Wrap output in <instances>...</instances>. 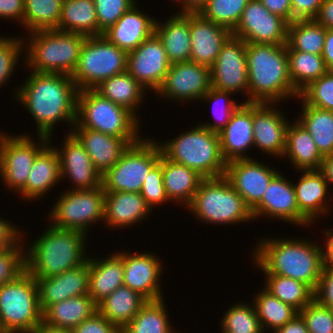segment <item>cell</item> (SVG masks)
<instances>
[{
  "mask_svg": "<svg viewBox=\"0 0 333 333\" xmlns=\"http://www.w3.org/2000/svg\"><path fill=\"white\" fill-rule=\"evenodd\" d=\"M183 8L180 12H199L208 0H179Z\"/></svg>",
  "mask_w": 333,
  "mask_h": 333,
  "instance_id": "obj_66",
  "label": "cell"
},
{
  "mask_svg": "<svg viewBox=\"0 0 333 333\" xmlns=\"http://www.w3.org/2000/svg\"><path fill=\"white\" fill-rule=\"evenodd\" d=\"M72 333H121V330L98 311L78 324Z\"/></svg>",
  "mask_w": 333,
  "mask_h": 333,
  "instance_id": "obj_55",
  "label": "cell"
},
{
  "mask_svg": "<svg viewBox=\"0 0 333 333\" xmlns=\"http://www.w3.org/2000/svg\"><path fill=\"white\" fill-rule=\"evenodd\" d=\"M306 105L333 111V71L311 82L299 93Z\"/></svg>",
  "mask_w": 333,
  "mask_h": 333,
  "instance_id": "obj_48",
  "label": "cell"
},
{
  "mask_svg": "<svg viewBox=\"0 0 333 333\" xmlns=\"http://www.w3.org/2000/svg\"><path fill=\"white\" fill-rule=\"evenodd\" d=\"M278 173L255 159H243L228 162L224 176L252 210Z\"/></svg>",
  "mask_w": 333,
  "mask_h": 333,
  "instance_id": "obj_18",
  "label": "cell"
},
{
  "mask_svg": "<svg viewBox=\"0 0 333 333\" xmlns=\"http://www.w3.org/2000/svg\"><path fill=\"white\" fill-rule=\"evenodd\" d=\"M0 333H10L5 327L2 318L0 317Z\"/></svg>",
  "mask_w": 333,
  "mask_h": 333,
  "instance_id": "obj_68",
  "label": "cell"
},
{
  "mask_svg": "<svg viewBox=\"0 0 333 333\" xmlns=\"http://www.w3.org/2000/svg\"><path fill=\"white\" fill-rule=\"evenodd\" d=\"M127 108L102 97L94 89H83L77 96L74 128H88L121 139H141L139 120ZM138 128V129H137Z\"/></svg>",
  "mask_w": 333,
  "mask_h": 333,
  "instance_id": "obj_7",
  "label": "cell"
},
{
  "mask_svg": "<svg viewBox=\"0 0 333 333\" xmlns=\"http://www.w3.org/2000/svg\"><path fill=\"white\" fill-rule=\"evenodd\" d=\"M98 312V304L88 295L66 299L47 307L42 322L52 327L73 330L78 324Z\"/></svg>",
  "mask_w": 333,
  "mask_h": 333,
  "instance_id": "obj_33",
  "label": "cell"
},
{
  "mask_svg": "<svg viewBox=\"0 0 333 333\" xmlns=\"http://www.w3.org/2000/svg\"><path fill=\"white\" fill-rule=\"evenodd\" d=\"M329 185L319 170L302 171L298 184H293L299 212L310 223L329 209L325 202Z\"/></svg>",
  "mask_w": 333,
  "mask_h": 333,
  "instance_id": "obj_31",
  "label": "cell"
},
{
  "mask_svg": "<svg viewBox=\"0 0 333 333\" xmlns=\"http://www.w3.org/2000/svg\"><path fill=\"white\" fill-rule=\"evenodd\" d=\"M273 105L274 103H252L254 146L265 153L281 157L285 152L289 121Z\"/></svg>",
  "mask_w": 333,
  "mask_h": 333,
  "instance_id": "obj_20",
  "label": "cell"
},
{
  "mask_svg": "<svg viewBox=\"0 0 333 333\" xmlns=\"http://www.w3.org/2000/svg\"><path fill=\"white\" fill-rule=\"evenodd\" d=\"M140 194L151 209H153V206L157 204L161 205L163 202L167 203L169 200L163 181L162 155L160 162L151 170L145 179Z\"/></svg>",
  "mask_w": 333,
  "mask_h": 333,
  "instance_id": "obj_54",
  "label": "cell"
},
{
  "mask_svg": "<svg viewBox=\"0 0 333 333\" xmlns=\"http://www.w3.org/2000/svg\"><path fill=\"white\" fill-rule=\"evenodd\" d=\"M85 37L99 36V24L94 0H63L58 27Z\"/></svg>",
  "mask_w": 333,
  "mask_h": 333,
  "instance_id": "obj_36",
  "label": "cell"
},
{
  "mask_svg": "<svg viewBox=\"0 0 333 333\" xmlns=\"http://www.w3.org/2000/svg\"><path fill=\"white\" fill-rule=\"evenodd\" d=\"M326 29L314 19L295 20L288 24L286 50L322 55Z\"/></svg>",
  "mask_w": 333,
  "mask_h": 333,
  "instance_id": "obj_40",
  "label": "cell"
},
{
  "mask_svg": "<svg viewBox=\"0 0 333 333\" xmlns=\"http://www.w3.org/2000/svg\"><path fill=\"white\" fill-rule=\"evenodd\" d=\"M162 172L169 201L183 202L186 207L192 202L204 179L197 171L167 159L162 154Z\"/></svg>",
  "mask_w": 333,
  "mask_h": 333,
  "instance_id": "obj_35",
  "label": "cell"
},
{
  "mask_svg": "<svg viewBox=\"0 0 333 333\" xmlns=\"http://www.w3.org/2000/svg\"><path fill=\"white\" fill-rule=\"evenodd\" d=\"M212 87L237 93L246 91L248 96V73L246 59V42L230 35L222 44L220 52L211 68Z\"/></svg>",
  "mask_w": 333,
  "mask_h": 333,
  "instance_id": "obj_15",
  "label": "cell"
},
{
  "mask_svg": "<svg viewBox=\"0 0 333 333\" xmlns=\"http://www.w3.org/2000/svg\"><path fill=\"white\" fill-rule=\"evenodd\" d=\"M146 301L138 292L122 285L98 304V311L121 330Z\"/></svg>",
  "mask_w": 333,
  "mask_h": 333,
  "instance_id": "obj_37",
  "label": "cell"
},
{
  "mask_svg": "<svg viewBox=\"0 0 333 333\" xmlns=\"http://www.w3.org/2000/svg\"><path fill=\"white\" fill-rule=\"evenodd\" d=\"M24 28L30 32L56 29L63 0H24Z\"/></svg>",
  "mask_w": 333,
  "mask_h": 333,
  "instance_id": "obj_45",
  "label": "cell"
},
{
  "mask_svg": "<svg viewBox=\"0 0 333 333\" xmlns=\"http://www.w3.org/2000/svg\"><path fill=\"white\" fill-rule=\"evenodd\" d=\"M332 230H327L325 234L329 236L326 242V246L323 252L324 266L333 268V233Z\"/></svg>",
  "mask_w": 333,
  "mask_h": 333,
  "instance_id": "obj_65",
  "label": "cell"
},
{
  "mask_svg": "<svg viewBox=\"0 0 333 333\" xmlns=\"http://www.w3.org/2000/svg\"><path fill=\"white\" fill-rule=\"evenodd\" d=\"M130 254L123 252V283L138 292L146 300L163 298L159 280L162 273L160 258L152 253Z\"/></svg>",
  "mask_w": 333,
  "mask_h": 333,
  "instance_id": "obj_22",
  "label": "cell"
},
{
  "mask_svg": "<svg viewBox=\"0 0 333 333\" xmlns=\"http://www.w3.org/2000/svg\"><path fill=\"white\" fill-rule=\"evenodd\" d=\"M254 299V306L263 331L271 329L276 332L280 327L292 320L299 312L265 288Z\"/></svg>",
  "mask_w": 333,
  "mask_h": 333,
  "instance_id": "obj_43",
  "label": "cell"
},
{
  "mask_svg": "<svg viewBox=\"0 0 333 333\" xmlns=\"http://www.w3.org/2000/svg\"><path fill=\"white\" fill-rule=\"evenodd\" d=\"M187 208L206 224H235L253 220L251 209L225 176L204 178Z\"/></svg>",
  "mask_w": 333,
  "mask_h": 333,
  "instance_id": "obj_8",
  "label": "cell"
},
{
  "mask_svg": "<svg viewBox=\"0 0 333 333\" xmlns=\"http://www.w3.org/2000/svg\"><path fill=\"white\" fill-rule=\"evenodd\" d=\"M40 309L89 292V257L82 264L59 275L35 279Z\"/></svg>",
  "mask_w": 333,
  "mask_h": 333,
  "instance_id": "obj_21",
  "label": "cell"
},
{
  "mask_svg": "<svg viewBox=\"0 0 333 333\" xmlns=\"http://www.w3.org/2000/svg\"><path fill=\"white\" fill-rule=\"evenodd\" d=\"M288 22L269 12L259 0H249L232 35L246 43L287 44Z\"/></svg>",
  "mask_w": 333,
  "mask_h": 333,
  "instance_id": "obj_14",
  "label": "cell"
},
{
  "mask_svg": "<svg viewBox=\"0 0 333 333\" xmlns=\"http://www.w3.org/2000/svg\"><path fill=\"white\" fill-rule=\"evenodd\" d=\"M223 333H263L254 304L238 303L221 318Z\"/></svg>",
  "mask_w": 333,
  "mask_h": 333,
  "instance_id": "obj_47",
  "label": "cell"
},
{
  "mask_svg": "<svg viewBox=\"0 0 333 333\" xmlns=\"http://www.w3.org/2000/svg\"><path fill=\"white\" fill-rule=\"evenodd\" d=\"M61 179L60 159L56 147L49 143L37 154L25 185V198L34 200L44 196Z\"/></svg>",
  "mask_w": 333,
  "mask_h": 333,
  "instance_id": "obj_32",
  "label": "cell"
},
{
  "mask_svg": "<svg viewBox=\"0 0 333 333\" xmlns=\"http://www.w3.org/2000/svg\"><path fill=\"white\" fill-rule=\"evenodd\" d=\"M17 89L16 98L33 116L38 136L52 138L54 124H75L78 88L71 75L33 72Z\"/></svg>",
  "mask_w": 333,
  "mask_h": 333,
  "instance_id": "obj_1",
  "label": "cell"
},
{
  "mask_svg": "<svg viewBox=\"0 0 333 333\" xmlns=\"http://www.w3.org/2000/svg\"><path fill=\"white\" fill-rule=\"evenodd\" d=\"M154 34L164 45L171 64L190 61V12H179L170 16L166 23L156 20Z\"/></svg>",
  "mask_w": 333,
  "mask_h": 333,
  "instance_id": "obj_29",
  "label": "cell"
},
{
  "mask_svg": "<svg viewBox=\"0 0 333 333\" xmlns=\"http://www.w3.org/2000/svg\"><path fill=\"white\" fill-rule=\"evenodd\" d=\"M150 140L140 139L129 145L120 159L102 175L105 192L140 193L145 179L162 155L160 145Z\"/></svg>",
  "mask_w": 333,
  "mask_h": 333,
  "instance_id": "obj_11",
  "label": "cell"
},
{
  "mask_svg": "<svg viewBox=\"0 0 333 333\" xmlns=\"http://www.w3.org/2000/svg\"><path fill=\"white\" fill-rule=\"evenodd\" d=\"M123 253L115 252L106 259L89 258L88 295L99 304L118 287L124 285Z\"/></svg>",
  "mask_w": 333,
  "mask_h": 333,
  "instance_id": "obj_30",
  "label": "cell"
},
{
  "mask_svg": "<svg viewBox=\"0 0 333 333\" xmlns=\"http://www.w3.org/2000/svg\"><path fill=\"white\" fill-rule=\"evenodd\" d=\"M265 276V289L298 312L314 299V291L301 281L270 273Z\"/></svg>",
  "mask_w": 333,
  "mask_h": 333,
  "instance_id": "obj_42",
  "label": "cell"
},
{
  "mask_svg": "<svg viewBox=\"0 0 333 333\" xmlns=\"http://www.w3.org/2000/svg\"><path fill=\"white\" fill-rule=\"evenodd\" d=\"M26 39L4 38L0 36V86H4L6 81L13 74L14 67L17 66L19 56L22 54V50ZM4 82V83H3Z\"/></svg>",
  "mask_w": 333,
  "mask_h": 333,
  "instance_id": "obj_52",
  "label": "cell"
},
{
  "mask_svg": "<svg viewBox=\"0 0 333 333\" xmlns=\"http://www.w3.org/2000/svg\"><path fill=\"white\" fill-rule=\"evenodd\" d=\"M299 314L309 333H333V309L324 307L313 299Z\"/></svg>",
  "mask_w": 333,
  "mask_h": 333,
  "instance_id": "obj_49",
  "label": "cell"
},
{
  "mask_svg": "<svg viewBox=\"0 0 333 333\" xmlns=\"http://www.w3.org/2000/svg\"><path fill=\"white\" fill-rule=\"evenodd\" d=\"M15 226L7 220L0 219V251L15 246L21 240L22 234Z\"/></svg>",
  "mask_w": 333,
  "mask_h": 333,
  "instance_id": "obj_58",
  "label": "cell"
},
{
  "mask_svg": "<svg viewBox=\"0 0 333 333\" xmlns=\"http://www.w3.org/2000/svg\"><path fill=\"white\" fill-rule=\"evenodd\" d=\"M287 56L289 76L298 94L328 71L322 55L287 50Z\"/></svg>",
  "mask_w": 333,
  "mask_h": 333,
  "instance_id": "obj_41",
  "label": "cell"
},
{
  "mask_svg": "<svg viewBox=\"0 0 333 333\" xmlns=\"http://www.w3.org/2000/svg\"><path fill=\"white\" fill-rule=\"evenodd\" d=\"M71 133L83 145L95 169L101 176L120 159V156L129 145L135 144L140 140L121 139L88 128H71Z\"/></svg>",
  "mask_w": 333,
  "mask_h": 333,
  "instance_id": "obj_26",
  "label": "cell"
},
{
  "mask_svg": "<svg viewBox=\"0 0 333 333\" xmlns=\"http://www.w3.org/2000/svg\"><path fill=\"white\" fill-rule=\"evenodd\" d=\"M28 333H72V331L63 328L52 327L42 322Z\"/></svg>",
  "mask_w": 333,
  "mask_h": 333,
  "instance_id": "obj_67",
  "label": "cell"
},
{
  "mask_svg": "<svg viewBox=\"0 0 333 333\" xmlns=\"http://www.w3.org/2000/svg\"><path fill=\"white\" fill-rule=\"evenodd\" d=\"M85 238L80 231L49 225L25 251L26 271L35 279H44L82 265L88 259Z\"/></svg>",
  "mask_w": 333,
  "mask_h": 333,
  "instance_id": "obj_4",
  "label": "cell"
},
{
  "mask_svg": "<svg viewBox=\"0 0 333 333\" xmlns=\"http://www.w3.org/2000/svg\"><path fill=\"white\" fill-rule=\"evenodd\" d=\"M170 65L164 45L155 34L127 54V72L155 93L163 84Z\"/></svg>",
  "mask_w": 333,
  "mask_h": 333,
  "instance_id": "obj_16",
  "label": "cell"
},
{
  "mask_svg": "<svg viewBox=\"0 0 333 333\" xmlns=\"http://www.w3.org/2000/svg\"><path fill=\"white\" fill-rule=\"evenodd\" d=\"M298 121L306 128L324 157L333 153V111L306 105L303 102Z\"/></svg>",
  "mask_w": 333,
  "mask_h": 333,
  "instance_id": "obj_39",
  "label": "cell"
},
{
  "mask_svg": "<svg viewBox=\"0 0 333 333\" xmlns=\"http://www.w3.org/2000/svg\"><path fill=\"white\" fill-rule=\"evenodd\" d=\"M258 243L252 257L261 271L301 281L315 291L324 267L322 247L295 238H264Z\"/></svg>",
  "mask_w": 333,
  "mask_h": 333,
  "instance_id": "obj_2",
  "label": "cell"
},
{
  "mask_svg": "<svg viewBox=\"0 0 333 333\" xmlns=\"http://www.w3.org/2000/svg\"><path fill=\"white\" fill-rule=\"evenodd\" d=\"M232 33L225 27L205 19L198 12H190V61L211 69L222 44Z\"/></svg>",
  "mask_w": 333,
  "mask_h": 333,
  "instance_id": "obj_24",
  "label": "cell"
},
{
  "mask_svg": "<svg viewBox=\"0 0 333 333\" xmlns=\"http://www.w3.org/2000/svg\"><path fill=\"white\" fill-rule=\"evenodd\" d=\"M171 329H173L172 327H170L165 333H175V331L174 330H171ZM174 331V332H173Z\"/></svg>",
  "mask_w": 333,
  "mask_h": 333,
  "instance_id": "obj_69",
  "label": "cell"
},
{
  "mask_svg": "<svg viewBox=\"0 0 333 333\" xmlns=\"http://www.w3.org/2000/svg\"><path fill=\"white\" fill-rule=\"evenodd\" d=\"M249 0H208L200 9L205 19L227 28L231 33L237 27Z\"/></svg>",
  "mask_w": 333,
  "mask_h": 333,
  "instance_id": "obj_46",
  "label": "cell"
},
{
  "mask_svg": "<svg viewBox=\"0 0 333 333\" xmlns=\"http://www.w3.org/2000/svg\"><path fill=\"white\" fill-rule=\"evenodd\" d=\"M286 155L298 171L319 170L323 160L312 136L298 120L287 127L283 157Z\"/></svg>",
  "mask_w": 333,
  "mask_h": 333,
  "instance_id": "obj_34",
  "label": "cell"
},
{
  "mask_svg": "<svg viewBox=\"0 0 333 333\" xmlns=\"http://www.w3.org/2000/svg\"><path fill=\"white\" fill-rule=\"evenodd\" d=\"M55 203L49 219L56 228L76 230L87 235L90 225L104 220L105 191L102 185L84 190L72 188L62 193Z\"/></svg>",
  "mask_w": 333,
  "mask_h": 333,
  "instance_id": "obj_12",
  "label": "cell"
},
{
  "mask_svg": "<svg viewBox=\"0 0 333 333\" xmlns=\"http://www.w3.org/2000/svg\"><path fill=\"white\" fill-rule=\"evenodd\" d=\"M211 87V69L189 61L171 64L156 93L166 99L187 102L201 100Z\"/></svg>",
  "mask_w": 333,
  "mask_h": 333,
  "instance_id": "obj_17",
  "label": "cell"
},
{
  "mask_svg": "<svg viewBox=\"0 0 333 333\" xmlns=\"http://www.w3.org/2000/svg\"><path fill=\"white\" fill-rule=\"evenodd\" d=\"M323 60L328 71H333V29H326Z\"/></svg>",
  "mask_w": 333,
  "mask_h": 333,
  "instance_id": "obj_63",
  "label": "cell"
},
{
  "mask_svg": "<svg viewBox=\"0 0 333 333\" xmlns=\"http://www.w3.org/2000/svg\"><path fill=\"white\" fill-rule=\"evenodd\" d=\"M94 2L99 24V36L103 35L136 3L135 0H94Z\"/></svg>",
  "mask_w": 333,
  "mask_h": 333,
  "instance_id": "obj_50",
  "label": "cell"
},
{
  "mask_svg": "<svg viewBox=\"0 0 333 333\" xmlns=\"http://www.w3.org/2000/svg\"><path fill=\"white\" fill-rule=\"evenodd\" d=\"M248 95L245 103H279L299 97L289 76L285 45L246 43Z\"/></svg>",
  "mask_w": 333,
  "mask_h": 333,
  "instance_id": "obj_3",
  "label": "cell"
},
{
  "mask_svg": "<svg viewBox=\"0 0 333 333\" xmlns=\"http://www.w3.org/2000/svg\"><path fill=\"white\" fill-rule=\"evenodd\" d=\"M24 0H0V18L15 19L23 23Z\"/></svg>",
  "mask_w": 333,
  "mask_h": 333,
  "instance_id": "obj_59",
  "label": "cell"
},
{
  "mask_svg": "<svg viewBox=\"0 0 333 333\" xmlns=\"http://www.w3.org/2000/svg\"><path fill=\"white\" fill-rule=\"evenodd\" d=\"M314 20L325 29H333V0H323Z\"/></svg>",
  "mask_w": 333,
  "mask_h": 333,
  "instance_id": "obj_61",
  "label": "cell"
},
{
  "mask_svg": "<svg viewBox=\"0 0 333 333\" xmlns=\"http://www.w3.org/2000/svg\"><path fill=\"white\" fill-rule=\"evenodd\" d=\"M271 13L276 14L288 23L293 22L291 0H259Z\"/></svg>",
  "mask_w": 333,
  "mask_h": 333,
  "instance_id": "obj_60",
  "label": "cell"
},
{
  "mask_svg": "<svg viewBox=\"0 0 333 333\" xmlns=\"http://www.w3.org/2000/svg\"><path fill=\"white\" fill-rule=\"evenodd\" d=\"M60 150L56 148L60 159L61 179L66 175L75 183V190L93 189L102 185V176L80 141L70 132Z\"/></svg>",
  "mask_w": 333,
  "mask_h": 333,
  "instance_id": "obj_23",
  "label": "cell"
},
{
  "mask_svg": "<svg viewBox=\"0 0 333 333\" xmlns=\"http://www.w3.org/2000/svg\"><path fill=\"white\" fill-rule=\"evenodd\" d=\"M164 300H147L121 333H165L171 326Z\"/></svg>",
  "mask_w": 333,
  "mask_h": 333,
  "instance_id": "obj_44",
  "label": "cell"
},
{
  "mask_svg": "<svg viewBox=\"0 0 333 333\" xmlns=\"http://www.w3.org/2000/svg\"><path fill=\"white\" fill-rule=\"evenodd\" d=\"M127 54L104 35L86 37L71 78L79 91L94 89L104 80L127 71Z\"/></svg>",
  "mask_w": 333,
  "mask_h": 333,
  "instance_id": "obj_9",
  "label": "cell"
},
{
  "mask_svg": "<svg viewBox=\"0 0 333 333\" xmlns=\"http://www.w3.org/2000/svg\"><path fill=\"white\" fill-rule=\"evenodd\" d=\"M135 3L103 35L127 53L154 34L156 19L142 13Z\"/></svg>",
  "mask_w": 333,
  "mask_h": 333,
  "instance_id": "obj_27",
  "label": "cell"
},
{
  "mask_svg": "<svg viewBox=\"0 0 333 333\" xmlns=\"http://www.w3.org/2000/svg\"><path fill=\"white\" fill-rule=\"evenodd\" d=\"M287 180L279 172L270 181L262 200L251 210L253 219L266 215L301 227L310 226L311 223L299 212L293 183Z\"/></svg>",
  "mask_w": 333,
  "mask_h": 333,
  "instance_id": "obj_19",
  "label": "cell"
},
{
  "mask_svg": "<svg viewBox=\"0 0 333 333\" xmlns=\"http://www.w3.org/2000/svg\"><path fill=\"white\" fill-rule=\"evenodd\" d=\"M314 299L324 307L333 309V268L324 266L314 291Z\"/></svg>",
  "mask_w": 333,
  "mask_h": 333,
  "instance_id": "obj_56",
  "label": "cell"
},
{
  "mask_svg": "<svg viewBox=\"0 0 333 333\" xmlns=\"http://www.w3.org/2000/svg\"><path fill=\"white\" fill-rule=\"evenodd\" d=\"M323 0H291L293 21L314 19Z\"/></svg>",
  "mask_w": 333,
  "mask_h": 333,
  "instance_id": "obj_57",
  "label": "cell"
},
{
  "mask_svg": "<svg viewBox=\"0 0 333 333\" xmlns=\"http://www.w3.org/2000/svg\"><path fill=\"white\" fill-rule=\"evenodd\" d=\"M94 90L102 97L127 108L134 115L145 96V88L127 71L104 80Z\"/></svg>",
  "mask_w": 333,
  "mask_h": 333,
  "instance_id": "obj_38",
  "label": "cell"
},
{
  "mask_svg": "<svg viewBox=\"0 0 333 333\" xmlns=\"http://www.w3.org/2000/svg\"><path fill=\"white\" fill-rule=\"evenodd\" d=\"M37 143L28 135L16 137L0 134V176L5 185L25 197V185L37 154L50 143L49 138L38 136ZM41 144V145H40Z\"/></svg>",
  "mask_w": 333,
  "mask_h": 333,
  "instance_id": "obj_13",
  "label": "cell"
},
{
  "mask_svg": "<svg viewBox=\"0 0 333 333\" xmlns=\"http://www.w3.org/2000/svg\"><path fill=\"white\" fill-rule=\"evenodd\" d=\"M31 33L25 57L29 68L37 73L71 75L86 37L57 29Z\"/></svg>",
  "mask_w": 333,
  "mask_h": 333,
  "instance_id": "obj_6",
  "label": "cell"
},
{
  "mask_svg": "<svg viewBox=\"0 0 333 333\" xmlns=\"http://www.w3.org/2000/svg\"><path fill=\"white\" fill-rule=\"evenodd\" d=\"M225 161L252 159L245 151L254 145L252 103L242 102L232 113L227 125L218 132ZM245 154H244V153Z\"/></svg>",
  "mask_w": 333,
  "mask_h": 333,
  "instance_id": "obj_25",
  "label": "cell"
},
{
  "mask_svg": "<svg viewBox=\"0 0 333 333\" xmlns=\"http://www.w3.org/2000/svg\"><path fill=\"white\" fill-rule=\"evenodd\" d=\"M273 333H309L306 323L300 314H297L292 320L280 327Z\"/></svg>",
  "mask_w": 333,
  "mask_h": 333,
  "instance_id": "obj_62",
  "label": "cell"
},
{
  "mask_svg": "<svg viewBox=\"0 0 333 333\" xmlns=\"http://www.w3.org/2000/svg\"><path fill=\"white\" fill-rule=\"evenodd\" d=\"M151 210L140 193L105 192L103 222L115 229L129 227L145 219Z\"/></svg>",
  "mask_w": 333,
  "mask_h": 333,
  "instance_id": "obj_28",
  "label": "cell"
},
{
  "mask_svg": "<svg viewBox=\"0 0 333 333\" xmlns=\"http://www.w3.org/2000/svg\"><path fill=\"white\" fill-rule=\"evenodd\" d=\"M0 317L10 333H28L42 323L37 284L26 270L0 287Z\"/></svg>",
  "mask_w": 333,
  "mask_h": 333,
  "instance_id": "obj_10",
  "label": "cell"
},
{
  "mask_svg": "<svg viewBox=\"0 0 333 333\" xmlns=\"http://www.w3.org/2000/svg\"><path fill=\"white\" fill-rule=\"evenodd\" d=\"M319 171L324 175L327 183L333 184V153L323 157Z\"/></svg>",
  "mask_w": 333,
  "mask_h": 333,
  "instance_id": "obj_64",
  "label": "cell"
},
{
  "mask_svg": "<svg viewBox=\"0 0 333 333\" xmlns=\"http://www.w3.org/2000/svg\"><path fill=\"white\" fill-rule=\"evenodd\" d=\"M232 93H229L227 91H222V90H218L214 87H211V89L204 95L202 101H210L214 106H216L219 102H222L224 100L225 105H223L222 107V111L220 110L219 115H215V113H213V115H215L214 117L217 119L216 123H203L200 124L204 127H206L207 129L214 131V132H220L229 122L230 117L232 115V113L238 108L239 104L236 103V101L234 102V100H227L226 98H228L229 96H231ZM205 99V100H204ZM227 100V101H226ZM223 102V103H224ZM219 105V104H218ZM220 106V105H219ZM221 107V106H220ZM214 108V107H213ZM217 108V107H216ZM213 110V109H212ZM215 111V110H214ZM213 111V112H214ZM217 112V111H215Z\"/></svg>",
  "mask_w": 333,
  "mask_h": 333,
  "instance_id": "obj_53",
  "label": "cell"
},
{
  "mask_svg": "<svg viewBox=\"0 0 333 333\" xmlns=\"http://www.w3.org/2000/svg\"><path fill=\"white\" fill-rule=\"evenodd\" d=\"M169 160L197 171L204 178L225 175L227 162L223 158L219 134L202 125L160 144Z\"/></svg>",
  "mask_w": 333,
  "mask_h": 333,
  "instance_id": "obj_5",
  "label": "cell"
},
{
  "mask_svg": "<svg viewBox=\"0 0 333 333\" xmlns=\"http://www.w3.org/2000/svg\"><path fill=\"white\" fill-rule=\"evenodd\" d=\"M23 242L0 251V287L16 279L26 270ZM22 248V249H21Z\"/></svg>",
  "mask_w": 333,
  "mask_h": 333,
  "instance_id": "obj_51",
  "label": "cell"
}]
</instances>
